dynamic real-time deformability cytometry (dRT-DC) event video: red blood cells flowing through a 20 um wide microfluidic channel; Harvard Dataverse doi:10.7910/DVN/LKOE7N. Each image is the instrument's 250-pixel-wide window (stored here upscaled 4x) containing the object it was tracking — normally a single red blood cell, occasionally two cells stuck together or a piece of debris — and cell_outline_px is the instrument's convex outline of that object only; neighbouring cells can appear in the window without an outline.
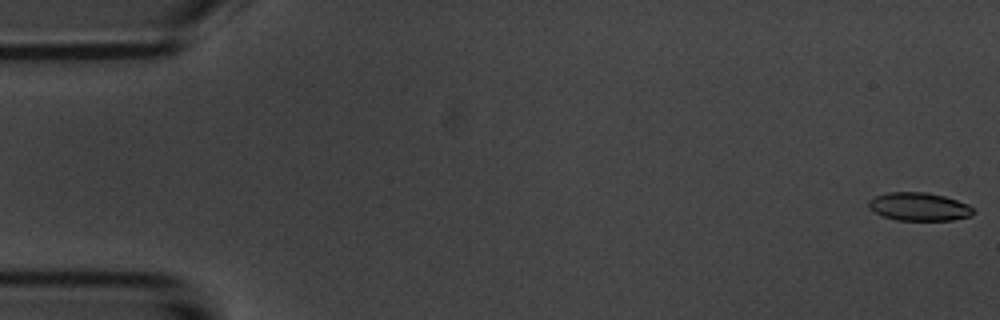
{"species": "common noctule bat (a hibernating species)", "species_latin": "Nyctalus noctula", "temperature_condition": "room temperature", "stored_images_in_passage": 6, "camera_frame_rate_fps": 3000, "um_per_image_px": 0.085, "animal": {"sex": "male", "body_mass_g": 20.1, "forearm_length_mm": 53.5}, "frame": {"image": 1, "passage_image": 1, "time_ms": 0.0, "image_size_px": [1000, 320], "cell_outline_px": [[976, 212], [972, 216], [952, 220], [896, 220], [884, 216], [868, 208], [868, 200], [876, 196], [888, 192], [924, 192], [944, 196], [968, 204]], "centroid_in_image_um": [78.13, 17.57], "position_along_channel_um": 6.9, "area_um2": 17.17}}
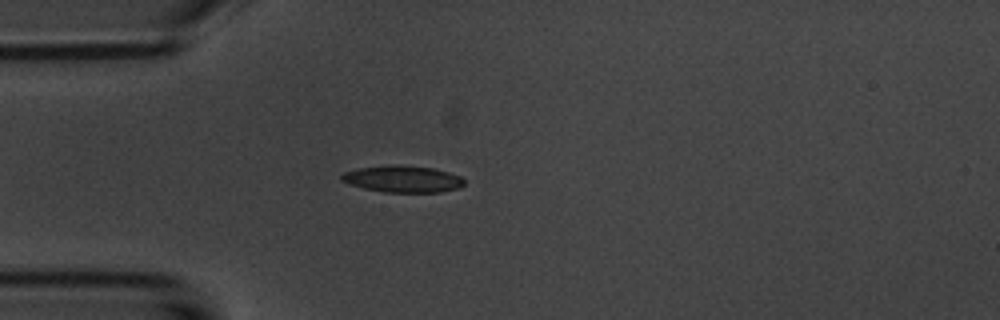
{"frame": {"image": 2, "passage_image": 5, "time_ms": 4.667, "image_size_px": [1000, 320], "cell_outline_px": [[464, 184], [460, 188], [440, 192], [384, 192], [364, 188], [340, 180], [340, 176], [344, 172], [356, 168], [392, 164], [400, 164], [432, 168], [448, 172], [460, 176], [464, 180]], "centroid_in_image_um": [34.23, 15.2], "position_along_channel_um": 50.8, "area_um2": 19.19}}